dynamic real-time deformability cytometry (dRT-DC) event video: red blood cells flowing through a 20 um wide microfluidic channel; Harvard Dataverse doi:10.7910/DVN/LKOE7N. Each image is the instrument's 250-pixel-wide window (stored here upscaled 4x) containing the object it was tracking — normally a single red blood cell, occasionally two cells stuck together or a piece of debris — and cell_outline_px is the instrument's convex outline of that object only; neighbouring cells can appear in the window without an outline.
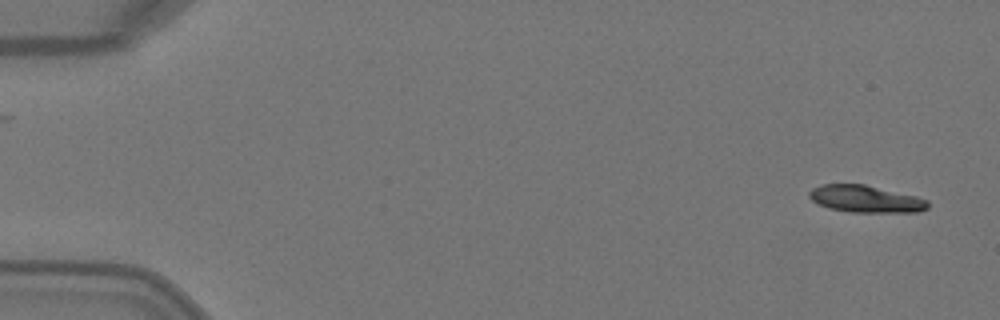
{"species": "Egyptian fruit bat (a non-hibernating species)", "species_latin": "Rousettus aegyptiacus", "temperature_condition": "warm", "stored_images_in_passage": 2, "camera_frame_rate_fps": 3000, "um_per_image_px": 0.085, "animal": {"sex": "female"}, "frame": {"image": 1, "passage_image": 2, "time_ms": 0.333, "image_size_px": [1000, 320], "cell_outline_px": [[928, 208], [916, 212], [852, 212], [828, 208], [812, 200], [808, 196], [808, 192], [812, 188], [824, 184], [864, 184], [916, 196], [928, 200]], "centroid_in_image_um": [73.57, 16.91], "position_along_channel_um": 11.4, "area_um2": 18.61}}